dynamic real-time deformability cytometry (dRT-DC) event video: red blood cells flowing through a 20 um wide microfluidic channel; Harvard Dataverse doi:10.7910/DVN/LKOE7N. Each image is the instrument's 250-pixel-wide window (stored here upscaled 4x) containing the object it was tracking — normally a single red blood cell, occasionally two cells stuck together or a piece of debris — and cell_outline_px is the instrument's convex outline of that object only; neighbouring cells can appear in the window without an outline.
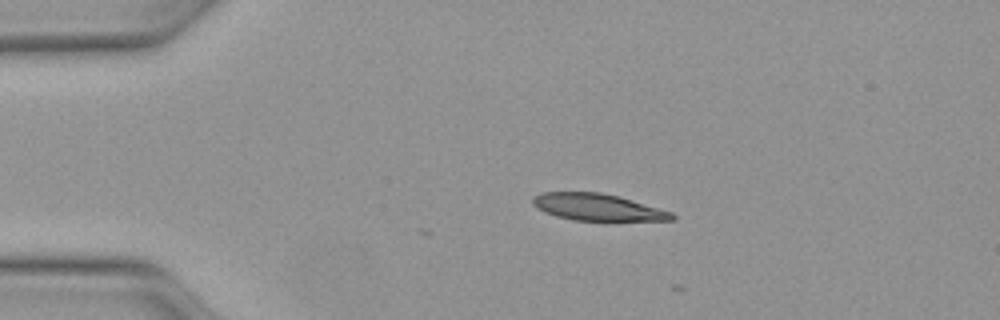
{"species": "Egyptian fruit bat (a non-hibernating species)", "species_latin": "Rousettus aegyptiacus", "temperature_condition": "warm", "stored_images_in_passage": 4, "camera_frame_rate_fps": 3000, "um_per_image_px": 0.085, "animal": {"sex": "female"}, "frame": {"image": 1, "passage_image": 1, "time_ms": 0.0, "image_size_px": [1000, 320], "cell_outline_px": [[676, 216], [672, 220], [572, 220], [556, 216], [544, 212], [536, 208], [532, 204], [532, 196], [540, 192], [600, 192], [620, 196], [672, 212]], "centroid_in_image_um": [50.74, 17.59], "position_along_channel_um": 34.3, "area_um2": 21.79}}